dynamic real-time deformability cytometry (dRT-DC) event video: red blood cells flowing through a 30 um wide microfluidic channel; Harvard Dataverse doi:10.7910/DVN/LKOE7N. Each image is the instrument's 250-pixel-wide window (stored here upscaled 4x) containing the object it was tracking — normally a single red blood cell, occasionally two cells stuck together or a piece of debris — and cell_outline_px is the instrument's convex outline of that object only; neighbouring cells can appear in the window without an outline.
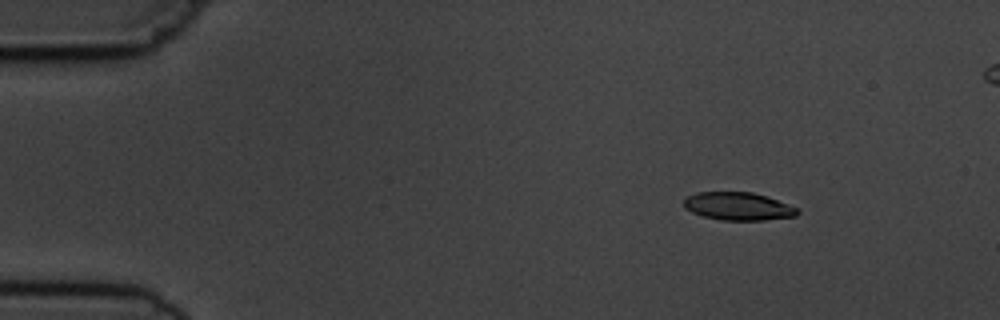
{"species": "common noctule bat (a hibernating species)", "species_latin": "Nyctalus noctula", "temperature_condition": "cold", "stored_images_in_passage": 6, "camera_frame_rate_fps": 3000, "um_per_image_px": 0.085, "animal": {"sex": "male", "body_mass_g": 19.5, "forearm_length_mm": 54.6}, "frame": {"image": 1, "passage_image": 3, "time_ms": 2.333, "image_size_px": [1000, 320], "cell_outline_px": [[800, 212], [796, 216], [764, 220], [720, 220], [704, 216], [692, 212], [684, 208], [684, 200], [688, 196], [696, 192], [752, 192], [788, 204], [796, 208]], "centroid_in_image_um": [62.72, 17.54], "position_along_channel_um": 22.3, "area_um2": 18.32}}